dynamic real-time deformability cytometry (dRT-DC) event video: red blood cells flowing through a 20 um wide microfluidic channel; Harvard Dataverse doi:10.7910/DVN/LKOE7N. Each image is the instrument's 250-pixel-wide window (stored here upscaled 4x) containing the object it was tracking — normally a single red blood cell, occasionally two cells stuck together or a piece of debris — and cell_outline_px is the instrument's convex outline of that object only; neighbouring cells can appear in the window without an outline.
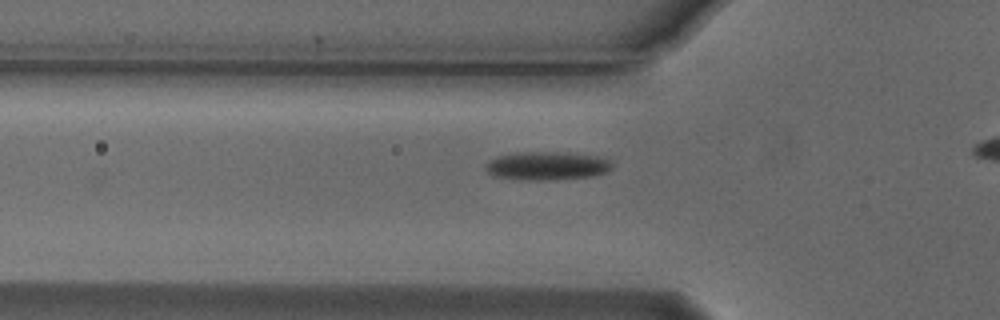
{"species": "Egyptian fruit bat (a non-hibernating species)", "species_latin": "Rousettus aegyptiacus", "temperature_condition": "cold", "stored_images_in_passage": 31, "camera_frame_rate_fps": 3000, "um_per_image_px": 0.085, "animal": {"sex": "male"}, "frame": {"image": 1, "passage_image": 10, "time_ms": 3.0, "image_size_px": [1000, 320], "cell_outline_px": [[612, 168], [604, 172], [592, 176], [540, 180], [528, 180], [492, 176], [484, 168], [496, 156], [516, 152], [568, 152], [600, 156], [612, 160]], "centroid_in_image_um": [46.52, 14.07], "position_along_channel_um": 79.3, "area_um2": 20.92}}
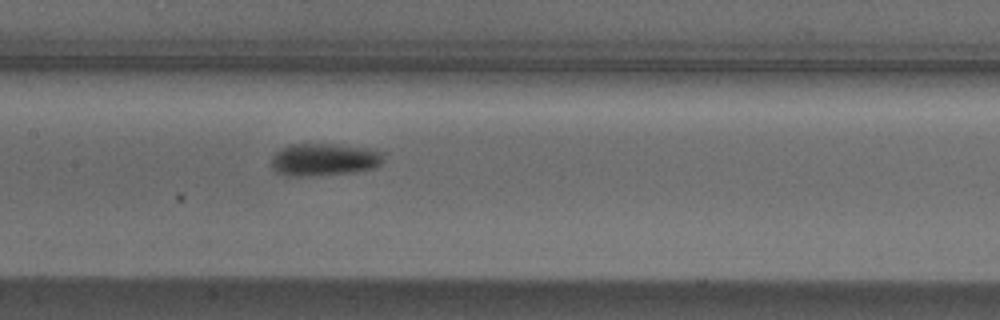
{"frame": {"image": 2, "passage_image": 18, "time_ms": 5.667, "image_size_px": [1000, 320], "cell_outline_px": [[384, 160], [376, 168], [352, 172], [312, 176], [284, 176], [276, 172], [272, 168], [272, 156], [280, 148], [288, 144], [336, 144], [376, 148], [384, 152]], "centroid_in_image_um": [27.59, 13.55], "position_along_channel_um": 179.8, "area_um2": 21.79}}
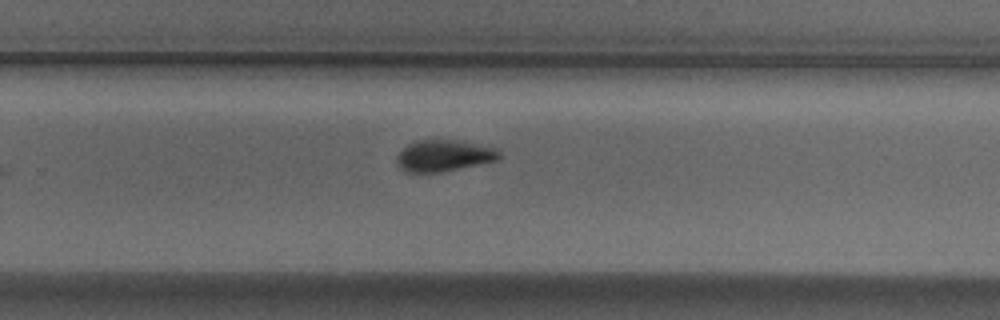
{"frame": {"image": 3, "passage_image": 27, "time_ms": 8.667, "image_size_px": [1000, 320], "cell_outline_px": [[500, 160], [440, 172], [408, 172], [400, 168], [396, 164], [396, 156], [408, 144], [416, 140], [460, 140], [500, 148]], "centroid_in_image_um": [37.77, 13.22], "position_along_channel_um": 292.0, "area_um2": 19.02}}